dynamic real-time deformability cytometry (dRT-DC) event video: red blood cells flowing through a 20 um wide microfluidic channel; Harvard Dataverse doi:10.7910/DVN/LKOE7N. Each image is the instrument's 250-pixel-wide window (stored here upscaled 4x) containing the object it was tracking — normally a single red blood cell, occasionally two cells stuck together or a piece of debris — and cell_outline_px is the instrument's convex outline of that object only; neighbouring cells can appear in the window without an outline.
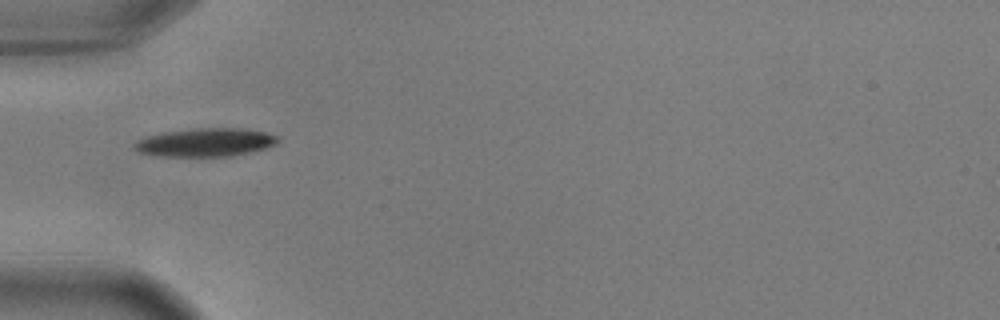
{"species": "common noctule bat (a hibernating species)", "species_latin": "Nyctalus noctula", "temperature_condition": "warm", "stored_images_in_passage": 17, "camera_frame_rate_fps": 3000, "um_per_image_px": 0.085, "animal": {"sex": "male", "body_mass_g": 17.9, "forearm_length_mm": 54.2}, "frame": {"image": 1, "passage_image": 1, "time_ms": 0.0, "image_size_px": [1000, 320], "cell_outline_px": [[280, 140], [276, 144], [264, 148], [232, 156], [160, 156], [140, 152], [132, 148], [132, 144], [136, 140], [160, 132], [192, 128], [240, 128], [264, 132], [280, 136]], "centroid_in_image_um": [17.43, 12.09], "position_along_channel_um": 67.6, "area_um2": 23.81}}
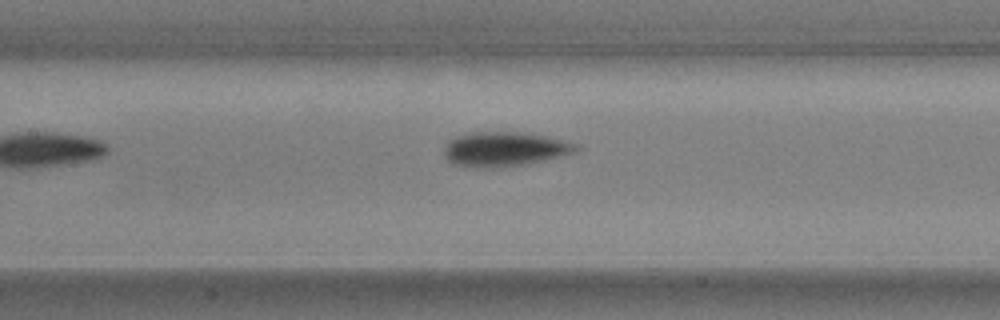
{"frame": {"image": 2, "passage_image": 9, "time_ms": 2.667, "image_size_px": [1000, 320], "cell_outline_px": [[584, 148], [576, 152], [548, 160], [524, 164], [492, 168], [476, 168], [452, 164], [444, 156], [444, 148], [448, 140], [456, 136], [468, 132], [520, 132], [548, 136], [580, 144]], "centroid_in_image_um": [42.93, 12.67], "position_along_channel_um": 164.5, "area_um2": 27.11}}
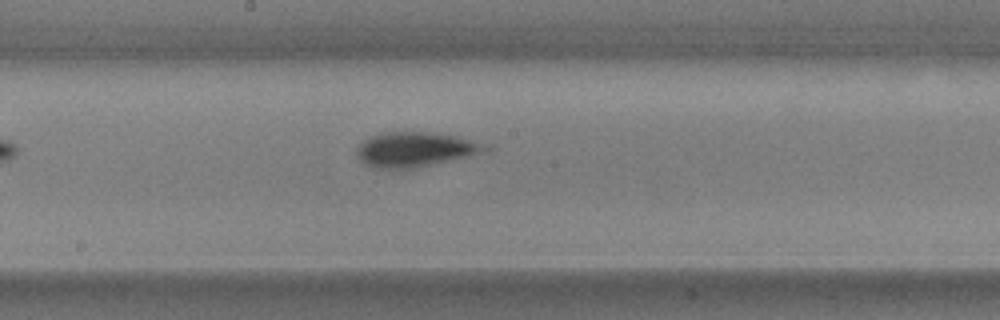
{"frame": {"image": 3, "passage_image": 13, "time_ms": 4.0, "image_size_px": [1000, 320], "cell_outline_px": [[496, 148], [488, 152], [416, 168], [376, 168], [364, 164], [356, 156], [356, 148], [364, 140], [372, 136], [384, 132], [432, 132], [456, 136]], "centroid_in_image_um": [35.32, 12.71], "position_along_channel_um": 212.9, "area_um2": 26.13}}